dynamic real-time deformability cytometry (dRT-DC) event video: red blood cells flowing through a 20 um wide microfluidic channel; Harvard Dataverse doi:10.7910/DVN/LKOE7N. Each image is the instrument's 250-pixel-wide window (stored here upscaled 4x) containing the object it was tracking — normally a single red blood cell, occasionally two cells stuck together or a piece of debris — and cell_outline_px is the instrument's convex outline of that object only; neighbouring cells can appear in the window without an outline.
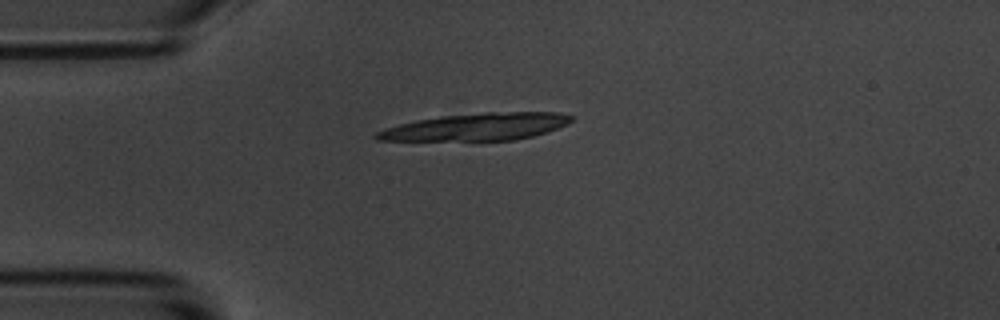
{"species": "common noctule bat (a hibernating species)", "species_latin": "Nyctalus noctula", "temperature_condition": "room temperature", "stored_images_in_passage": 1, "camera_frame_rate_fps": 3000, "um_per_image_px": 0.085, "animal": {"sex": "male", "body_mass_g": 20.1, "forearm_length_mm": 53.5}, "frame": {"image": 1, "passage_image": 1, "time_ms": 0.0, "image_size_px": [1000, 320], "cell_outline_px": [[576, 116], [568, 124], [548, 132], [516, 140], [376, 140], [372, 136], [376, 132], [384, 128], [416, 120], [440, 116], [484, 112], [560, 112]], "centroid_in_image_um": [40.56, 10.77], "position_along_channel_um": 44.4, "area_um2": 31.04}}